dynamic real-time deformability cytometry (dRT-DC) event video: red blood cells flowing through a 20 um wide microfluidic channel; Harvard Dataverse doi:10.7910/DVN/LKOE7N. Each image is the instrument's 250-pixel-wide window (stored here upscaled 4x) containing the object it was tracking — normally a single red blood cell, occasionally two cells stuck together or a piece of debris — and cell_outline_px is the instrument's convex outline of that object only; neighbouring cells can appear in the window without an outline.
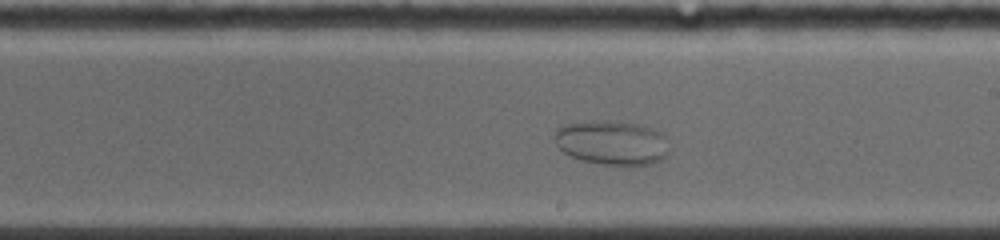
{"species": "common noctule bat (a hibernating species)", "species_latin": "Nyctalus noctula", "temperature_condition": "warm", "stored_images_in_passage": 33, "camera_frame_rate_fps": 5000, "um_per_image_px": 0.085, "animal": {"sex": "female", "body_mass_g": 19.0, "forearm_length_mm": 53.3}, "frame": {"image": 1, "passage_image": 19, "time_ms": 7.2, "image_size_px": [1000, 240], "cell_outline_px": [[668, 152], [660, 160], [652, 164], [636, 168], [632, 168], [604, 164], [584, 160], [572, 156], [564, 152], [556, 144], [556, 132], [560, 128], [568, 124], [636, 124], [648, 128], [664, 136]], "centroid_in_image_um": [52.08, 12.24], "position_along_channel_um": 236.9, "area_um2": 28.26}}
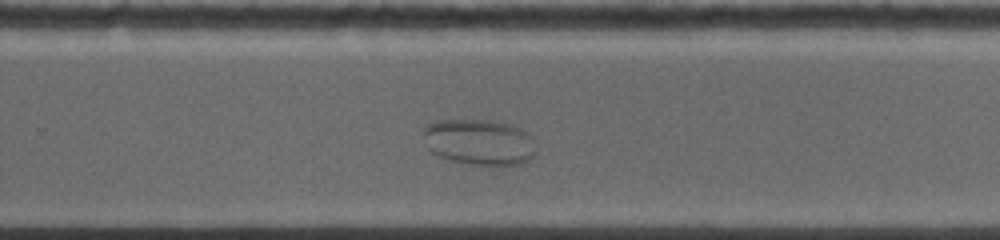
{"frame": {"image": 2, "passage_image": 23, "time_ms": 8.6, "image_size_px": [1000, 240], "cell_outline_px": [[536, 152], [528, 160], [520, 164], [472, 164], [452, 160], [440, 156], [432, 152], [428, 148], [424, 136], [424, 128], [428, 124], [436, 120], [492, 120], [508, 124], [520, 128], [528, 132], [532, 136], [536, 148]], "centroid_in_image_um": [40.76, 12.05], "position_along_channel_um": 289.0, "area_um2": 29.94}}
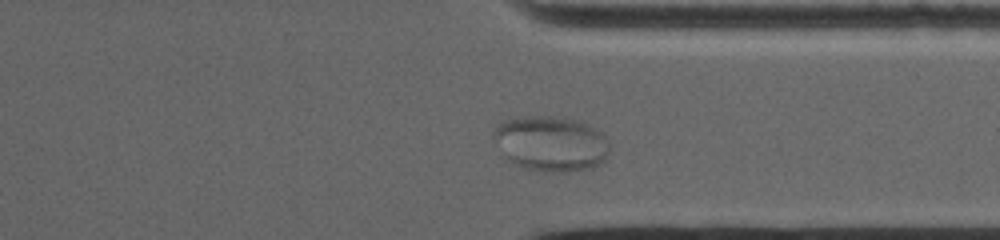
{"frame": {"image": 3, "passage_image": 29, "time_ms": 10.6, "image_size_px": [1000, 240], "cell_outline_px": [[608, 156], [600, 164], [588, 168], [568, 172], [544, 172], [524, 168], [512, 164], [492, 136], [492, 132], [504, 120], [532, 116], [564, 116], [580, 120], [604, 132], [608, 140]], "centroid_in_image_um": [46.88, 12.19], "position_along_channel_um": 364.5, "area_um2": 37.63}}